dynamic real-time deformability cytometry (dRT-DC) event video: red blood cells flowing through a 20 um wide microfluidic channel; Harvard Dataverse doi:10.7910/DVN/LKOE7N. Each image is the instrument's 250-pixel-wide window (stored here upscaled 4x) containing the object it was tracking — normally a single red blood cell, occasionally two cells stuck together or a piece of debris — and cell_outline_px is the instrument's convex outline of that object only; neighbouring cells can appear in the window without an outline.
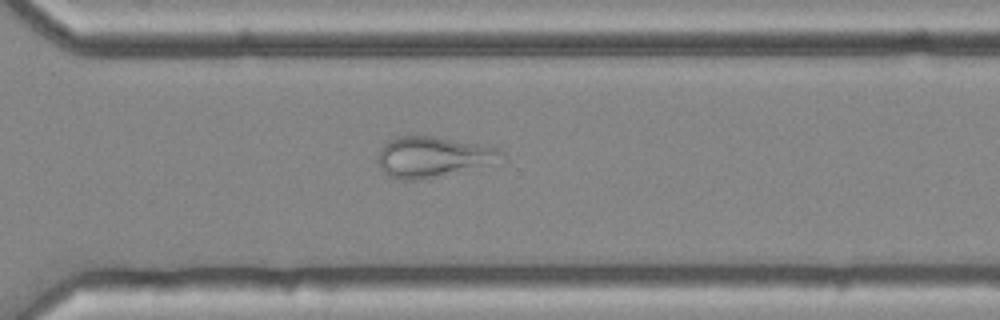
{"species": "common noctule bat (a hibernating species)", "species_latin": "Nyctalus noctula", "temperature_condition": "cold", "stored_images_in_passage": 54, "camera_frame_rate_fps": 3000, "um_per_image_px": 0.085, "animal": {"sex": "female", "body_mass_g": 25.1}, "frame": {"image": 1, "passage_image": 39, "time_ms": 12.667, "image_size_px": [1000, 320], "cell_outline_px": [[508, 160], [504, 164], [416, 180], [400, 180], [388, 176], [380, 168], [376, 160], [380, 148], [388, 140], [396, 136], [432, 136], [500, 148], [504, 152]], "centroid_in_image_um": [36.91, 13.36], "position_along_channel_um": 333.7, "area_um2": 30.23}}
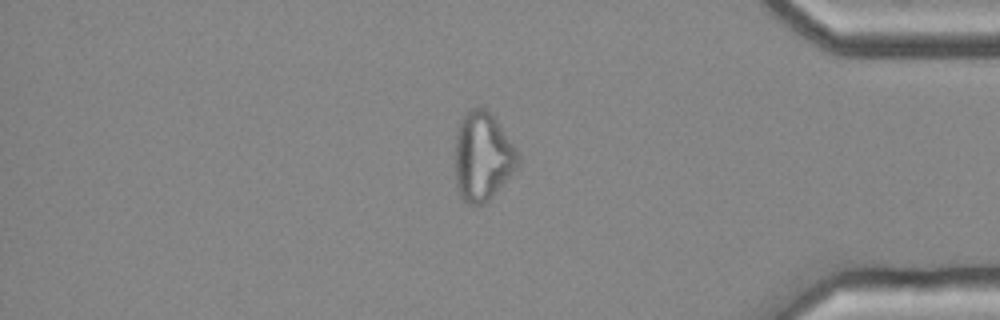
{"frame": {"image": 2, "passage_image": 46, "time_ms": 15.0, "image_size_px": [1000, 320], "cell_outline_px": [[520, 160], [516, 168], [492, 196], [484, 204], [472, 204], [464, 200], [460, 196], [456, 188], [456, 132], [460, 120], [468, 108], [484, 108], [492, 112], [520, 156]], "centroid_in_image_um": [41.01, 13.27], "position_along_channel_um": 394.2, "area_um2": 32.31}}